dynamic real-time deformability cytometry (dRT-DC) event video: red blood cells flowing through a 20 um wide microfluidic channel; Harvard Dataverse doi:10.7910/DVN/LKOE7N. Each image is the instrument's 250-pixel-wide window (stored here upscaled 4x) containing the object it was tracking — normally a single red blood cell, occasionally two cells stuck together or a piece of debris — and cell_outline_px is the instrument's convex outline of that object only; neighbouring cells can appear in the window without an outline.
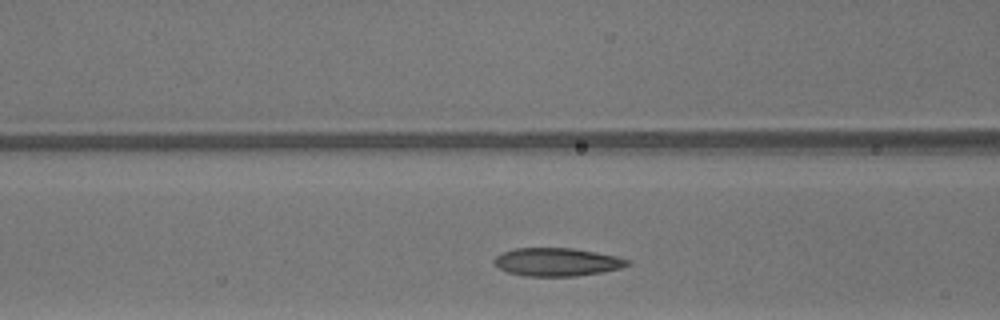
{"species": "common noctule bat (a hibernating species)", "species_latin": "Nyctalus noctula", "temperature_condition": "warm", "stored_images_in_passage": 27, "camera_frame_rate_fps": 3000, "um_per_image_px": 0.085, "animal": {"sex": "male", "body_mass_g": 13.3}, "frame": {"image": 1, "passage_image": 8, "time_ms": 2.333, "image_size_px": [1000, 320], "cell_outline_px": [[632, 264], [620, 268], [604, 272], [576, 276], [524, 276], [508, 272], [500, 268], [492, 260], [500, 252], [516, 248], [572, 248], [596, 252], [616, 256], [632, 260]], "centroid_in_image_um": [47.37, 22.27], "position_along_channel_um": 119.2, "area_um2": 22.02}}
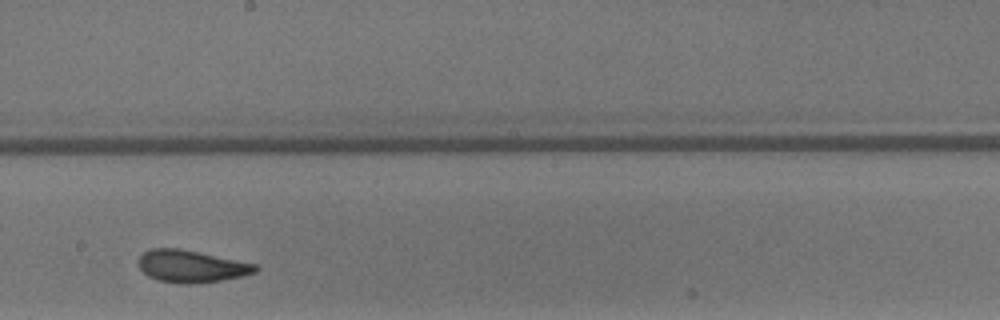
{"frame": {"image": 2, "passage_image": 16, "time_ms": 5.0, "image_size_px": [1000, 320], "cell_outline_px": [[260, 268], [256, 272], [244, 276], [196, 284], [176, 284], [156, 280], [148, 276], [140, 268], [140, 256], [144, 252], [152, 248], [180, 248], [260, 264]], "centroid_in_image_um": [16.32, 22.64], "position_along_channel_um": 231.9, "area_um2": 22.31}}
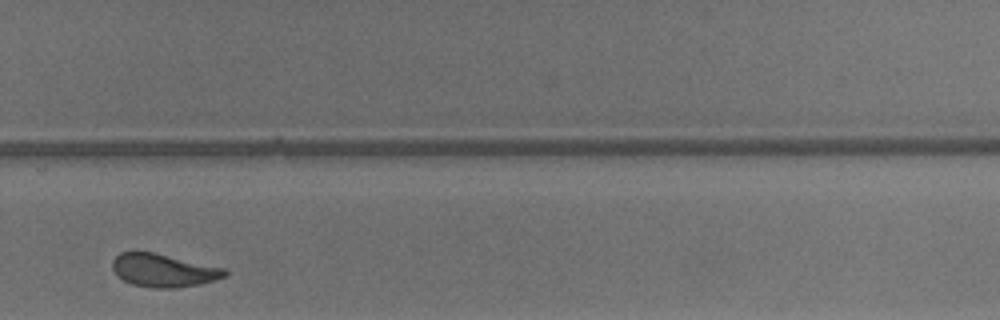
{"frame": {"image": 3, "passage_image": 22, "time_ms": 7.0, "image_size_px": [1000, 320], "cell_outline_px": [[228, 276], [216, 280], [200, 284], [176, 288], [152, 288], [132, 284], [124, 280], [112, 268], [112, 260], [120, 252], [152, 252], [224, 268], [228, 272]], "centroid_in_image_um": [13.92, 22.99], "position_along_channel_um": 315.9, "area_um2": 21.5}}